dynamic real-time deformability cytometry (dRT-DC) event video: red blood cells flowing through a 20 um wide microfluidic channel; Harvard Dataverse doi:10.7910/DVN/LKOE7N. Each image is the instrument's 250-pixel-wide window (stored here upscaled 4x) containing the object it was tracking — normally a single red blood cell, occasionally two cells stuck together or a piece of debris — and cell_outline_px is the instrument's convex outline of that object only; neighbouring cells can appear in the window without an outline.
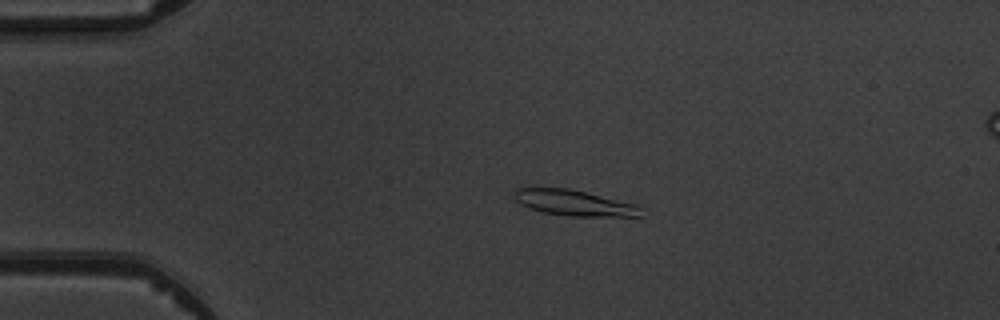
{"species": "common noctule bat (a hibernating species)", "species_latin": "Nyctalus noctula", "temperature_condition": "warm", "stored_images_in_passage": 4, "camera_frame_rate_fps": 3000, "um_per_image_px": 0.085, "animal": {"sex": "male", "body_mass_g": 19.5, "forearm_length_mm": 54.6}, "frame": {"image": 1, "passage_image": 2, "time_ms": 1.0, "image_size_px": [1000, 320], "cell_outline_px": [[644, 216], [568, 216], [544, 212], [520, 204], [512, 196], [516, 188], [568, 188], [636, 204], [644, 208]], "centroid_in_image_um": [48.85, 17.25], "position_along_channel_um": 36.2, "area_um2": 18.96}}